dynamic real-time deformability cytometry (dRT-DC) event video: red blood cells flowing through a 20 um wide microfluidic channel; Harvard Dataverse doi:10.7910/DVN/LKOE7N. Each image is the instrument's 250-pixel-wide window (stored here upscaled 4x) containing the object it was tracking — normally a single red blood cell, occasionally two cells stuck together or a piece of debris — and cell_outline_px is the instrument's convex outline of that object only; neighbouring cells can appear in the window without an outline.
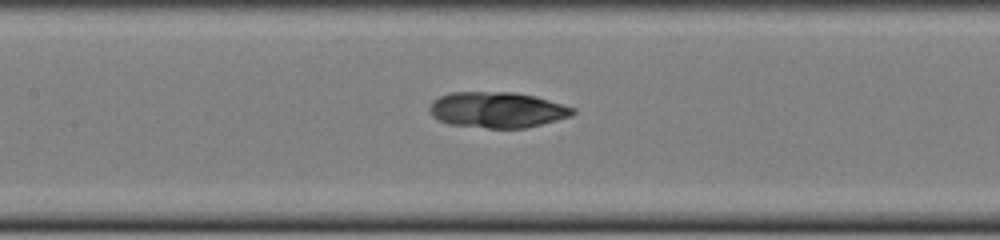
{"species": "common noctule bat (a hibernating species)", "species_latin": "Nyctalus noctula", "temperature_condition": "cold", "stored_images_in_passage": 40, "camera_frame_rate_fps": 3000, "um_per_image_px": 0.085, "animal": {"sex": "female", "body_mass_g": 22.0, "forearm_length_mm": 56.7}, "frame": {"image": 1, "passage_image": 17, "time_ms": 5.333, "image_size_px": [1000, 240], "cell_outline_px": [[576, 112], [572, 116], [524, 128], [488, 128], [448, 124], [432, 116], [428, 108], [432, 100], [440, 96], [452, 92], [516, 92], [536, 96], [576, 108]], "centroid_in_image_um": [42.26, 9.33], "position_along_channel_um": 165.1, "area_um2": 30.0}}
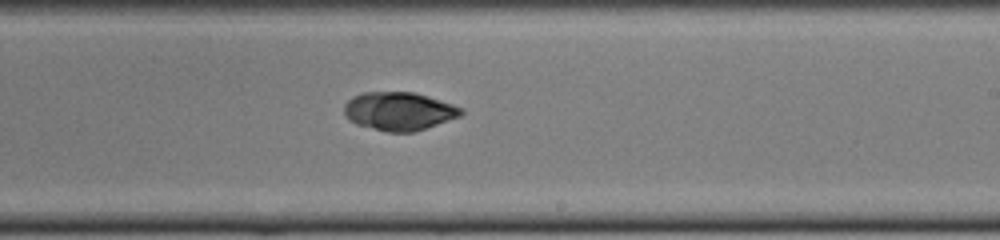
{"frame": {"image": 2, "passage_image": 24, "time_ms": 7.667, "image_size_px": [1000, 240], "cell_outline_px": [[464, 112], [460, 116], [412, 132], [388, 132], [356, 124], [348, 120], [344, 112], [344, 104], [352, 96], [364, 92], [412, 92], [428, 96], [464, 108]], "centroid_in_image_um": [33.89, 9.44], "position_along_channel_um": 255.1, "area_um2": 25.95}}
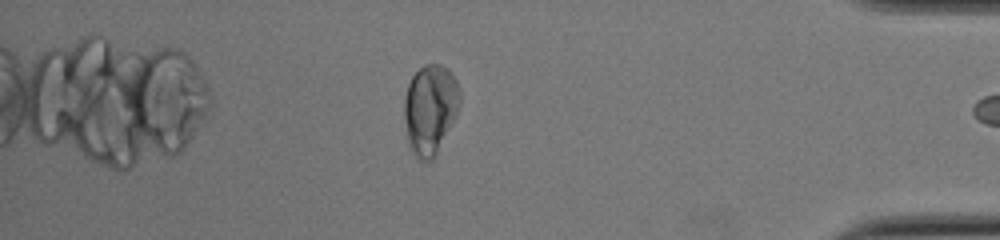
{"frame": {"image": 3, "passage_image": 38, "time_ms": 12.333, "image_size_px": [1000, 240], "cell_outline_px": [[460, 104], [456, 116], [432, 160], [416, 160], [408, 148], [404, 116], [404, 100], [408, 84], [412, 76], [424, 64], [440, 64], [448, 68], [452, 72], [460, 88]], "centroid_in_image_um": [36.55, 9.28], "position_along_channel_um": 398.6, "area_um2": 29.42}, "authors_computed_cell_mechanics": {"area_um2": 29.3046, "velocity_mm_per_s": 3.8727, "shape_relaxation_time_tau1_ms": 10.5387, "shape_relaxation_time_tau2_ms": 4.8751, "deformation_change_tau1": 0.4132, "deformation_change_tau2": 0.0482}}